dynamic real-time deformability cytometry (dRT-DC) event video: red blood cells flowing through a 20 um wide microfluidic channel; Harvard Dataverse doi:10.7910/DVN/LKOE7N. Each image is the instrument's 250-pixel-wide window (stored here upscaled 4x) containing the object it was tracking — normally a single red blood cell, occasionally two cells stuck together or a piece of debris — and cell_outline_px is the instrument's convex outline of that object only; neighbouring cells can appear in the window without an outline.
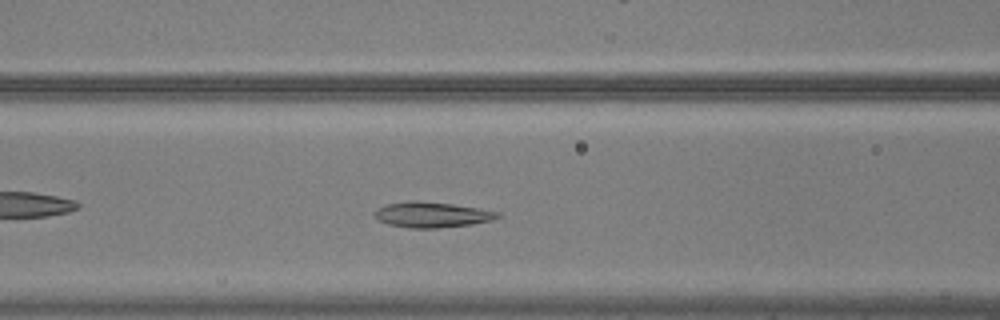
{"species": "common noctule bat (a hibernating species)", "species_latin": "Nyctalus noctula", "temperature_condition": "warm", "stored_images_in_passage": 43, "camera_frame_rate_fps": 3000, "um_per_image_px": 0.085, "animal": {"sex": "male", "body_mass_g": 20.5, "forearm_length_mm": 52.5}, "frame": {"image": 1, "passage_image": 12, "time_ms": 3.667, "image_size_px": [1000, 320], "cell_outline_px": [[500, 216], [492, 220], [472, 224], [436, 228], [408, 228], [388, 224], [380, 220], [372, 212], [388, 204], [412, 200], [416, 200], [452, 204], [500, 212]], "centroid_in_image_um": [36.71, 18.25], "position_along_channel_um": 129.9, "area_um2": 18.03}}
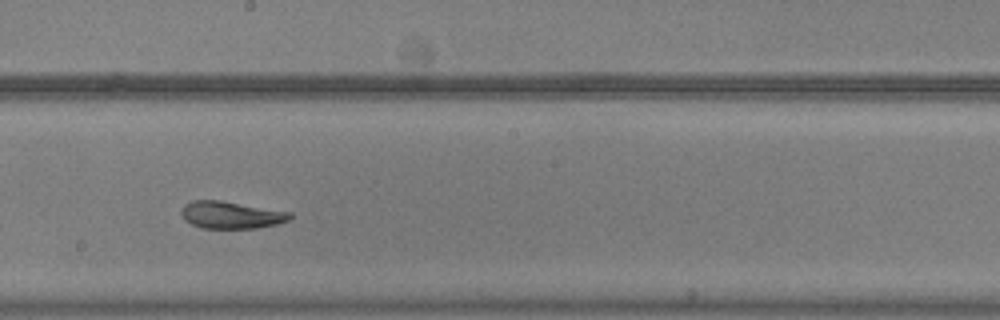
{"frame": {"image": 2, "passage_image": 20, "time_ms": 6.333, "image_size_px": [1000, 320], "cell_outline_px": [[292, 216], [288, 220], [276, 224], [256, 228], [200, 228], [184, 220], [180, 212], [184, 204], [192, 200], [220, 200], [292, 212]], "centroid_in_image_um": [19.61, 18.26], "position_along_channel_um": 228.6, "area_um2": 17.28}}
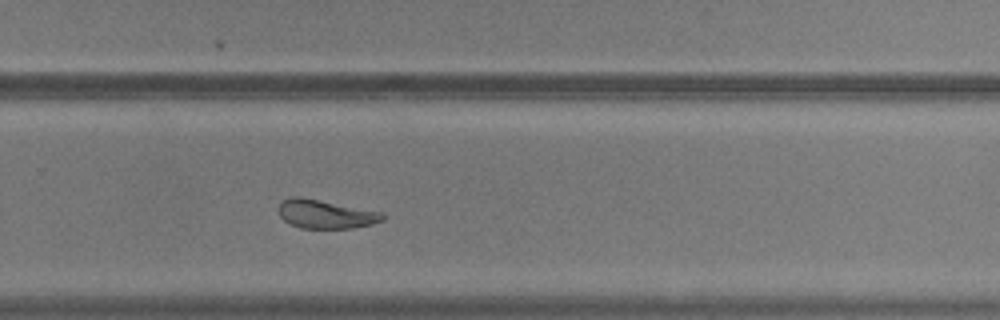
{"frame": {"image": 3, "passage_image": 26, "time_ms": 8.333, "image_size_px": [1000, 320], "cell_outline_px": [[384, 220], [372, 224], [352, 228], [300, 228], [288, 224], [280, 216], [276, 208], [284, 200], [292, 196], [300, 196], [384, 212]], "centroid_in_image_um": [27.66, 18.2], "position_along_channel_um": 302.1, "area_um2": 17.63}, "authors_computed_cell_mechanics": {"area_um2": 19.074, "velocity_mm_per_s": 3.7003, "shape_relaxation_time_tau1_ms": 5.5073, "shape_relaxation_time_tau2_ms": 2.2096, "deformation_change_tau1": 0.1745, "deformation_change_tau2": 0.0814}}